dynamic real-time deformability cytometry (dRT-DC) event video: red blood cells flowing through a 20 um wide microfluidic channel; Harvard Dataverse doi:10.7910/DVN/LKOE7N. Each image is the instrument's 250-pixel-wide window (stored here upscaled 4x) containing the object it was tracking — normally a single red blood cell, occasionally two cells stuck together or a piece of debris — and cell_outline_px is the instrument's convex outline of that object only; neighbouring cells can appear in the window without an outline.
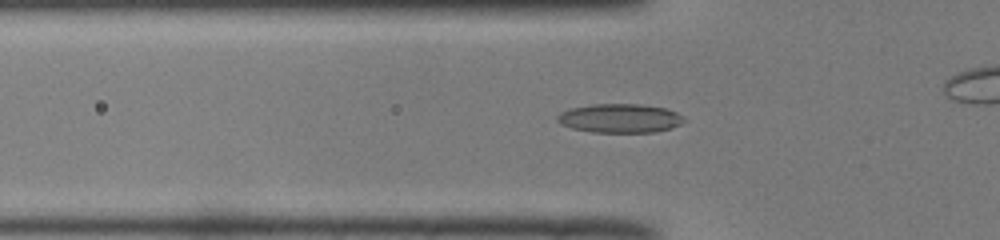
{"species": "common noctule bat (a hibernating species)", "species_latin": "Nyctalus noctula", "temperature_condition": "room temperature", "stored_images_in_passage": 28, "camera_frame_rate_fps": 3000, "um_per_image_px": 0.085, "animal": {"sex": "male", "body_mass_g": 19.0, "forearm_length_mm": 50.8}, "frame": {"image": 1, "passage_image": 3, "time_ms": 0.667, "image_size_px": [1000, 240], "cell_outline_px": [[688, 120], [672, 128], [656, 132], [592, 132], [572, 128], [560, 124], [556, 120], [556, 116], [560, 112], [572, 108], [592, 104], [640, 104], [664, 108], [676, 112], [684, 116]], "centroid_in_image_um": [52.71, 10.05], "position_along_channel_um": 73.1, "area_um2": 21.5}}
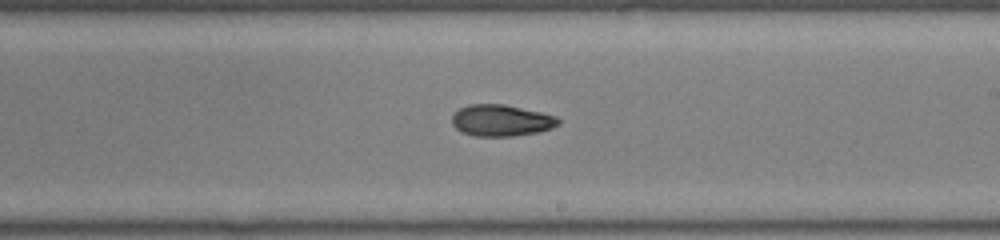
{"frame": {"image": 2, "passage_image": 16, "time_ms": 5.0, "image_size_px": [1000, 240], "cell_outline_px": [[560, 124], [552, 128], [540, 132], [512, 136], [476, 136], [460, 132], [452, 124], [452, 116], [460, 108], [468, 104], [504, 104], [540, 112], [556, 116], [560, 120]], "centroid_in_image_um": [42.61, 10.24], "position_along_channel_um": 246.4, "area_um2": 19.59}}
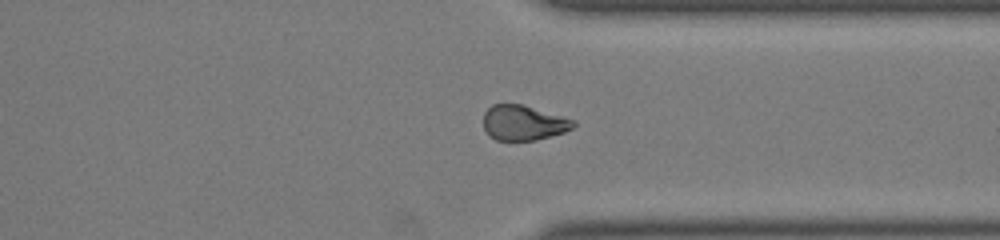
{"frame": {"image": 3, "passage_image": 25, "time_ms": 8.0, "image_size_px": [1000, 240], "cell_outline_px": [[576, 124], [572, 128], [564, 132], [536, 140], [496, 140], [484, 128], [484, 112], [492, 104], [520, 104], [576, 120]], "centroid_in_image_um": [44.5, 10.43], "position_along_channel_um": 366.9, "area_um2": 18.15}}